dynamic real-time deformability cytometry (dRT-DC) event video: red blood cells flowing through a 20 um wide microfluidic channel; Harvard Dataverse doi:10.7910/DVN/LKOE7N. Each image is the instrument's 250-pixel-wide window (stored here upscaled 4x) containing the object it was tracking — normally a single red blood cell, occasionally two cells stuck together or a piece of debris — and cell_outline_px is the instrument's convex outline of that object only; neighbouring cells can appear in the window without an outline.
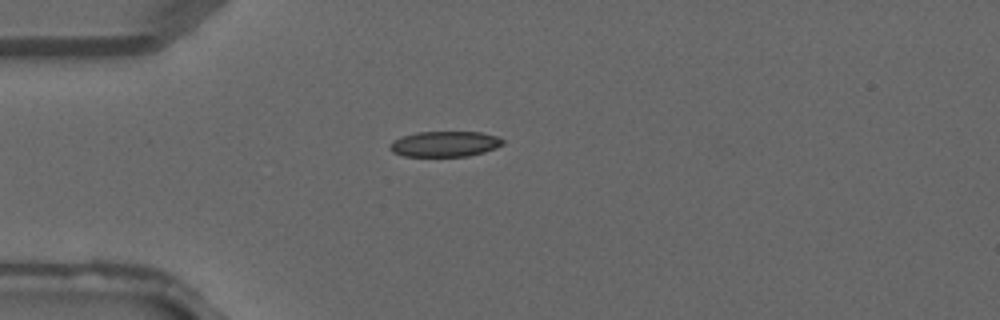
{"species": "common noctule bat (a hibernating species)", "species_latin": "Nyctalus noctula", "temperature_condition": "warm", "stored_images_in_passage": 20, "camera_frame_rate_fps": 3000, "um_per_image_px": 0.085, "animal": {"sex": "male", "forearm_length_mm": 52.5}, "frame": {"image": 1, "passage_image": 11, "time_ms": 3.333, "image_size_px": [1000, 320], "cell_outline_px": [[504, 144], [496, 148], [484, 152], [468, 156], [404, 156], [392, 152], [388, 148], [388, 144], [392, 140], [400, 136], [416, 132], [480, 132], [500, 136], [504, 140]], "centroid_in_image_um": [37.79, 12.23], "position_along_channel_um": 47.2, "area_um2": 17.11}}
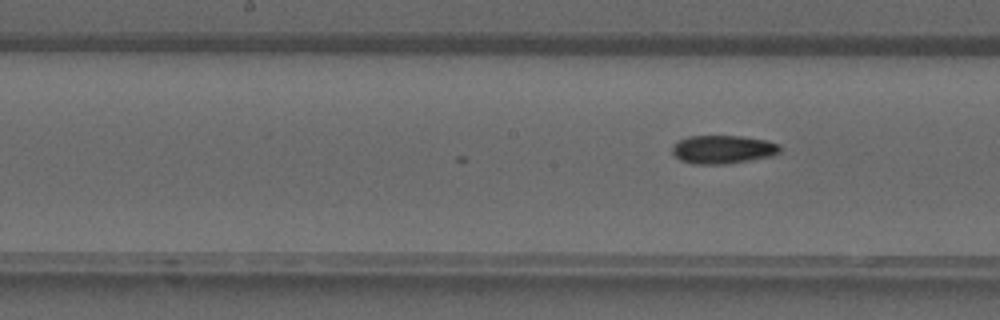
{"frame": {"image": 2, "passage_image": 20, "time_ms": 6.333, "image_size_px": [1000, 320], "cell_outline_px": [[780, 152], [772, 156], [724, 164], [692, 164], [680, 160], [672, 152], [672, 144], [688, 136], [740, 136], [764, 140], [780, 144]], "centroid_in_image_um": [61.42, 12.7], "position_along_channel_um": 186.8, "area_um2": 17.74}}